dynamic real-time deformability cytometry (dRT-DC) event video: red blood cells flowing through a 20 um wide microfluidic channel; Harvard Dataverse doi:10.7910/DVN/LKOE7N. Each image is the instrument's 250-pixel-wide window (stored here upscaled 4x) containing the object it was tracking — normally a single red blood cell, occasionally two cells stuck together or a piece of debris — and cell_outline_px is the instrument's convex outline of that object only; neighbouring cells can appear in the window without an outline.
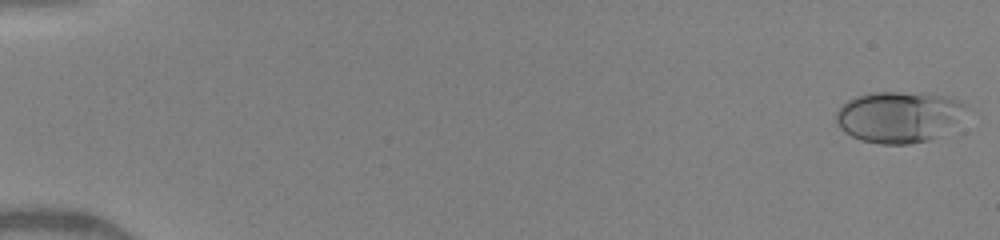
{"species": "human", "species_latin": "Homo sapiens", "temperature_condition": "warm", "stored_images_in_passage": 21, "camera_frame_rate_fps": 3000, "um_per_image_px": 0.085, "donor": {"sex": "female"}, "frame": {"image": 1, "passage_image": 1, "time_ms": 0.0, "image_size_px": [1000, 240], "cell_outline_px": [[972, 108], [928, 140], [908, 144], [880, 144], [860, 140], [844, 132], [840, 128], [836, 120], [836, 112], [848, 100], [856, 96], [868, 92], [924, 92], [948, 96], [960, 100]], "centroid_in_image_um": [76.37, 9.89], "position_along_channel_um": 8.6, "area_um2": 38.61}}
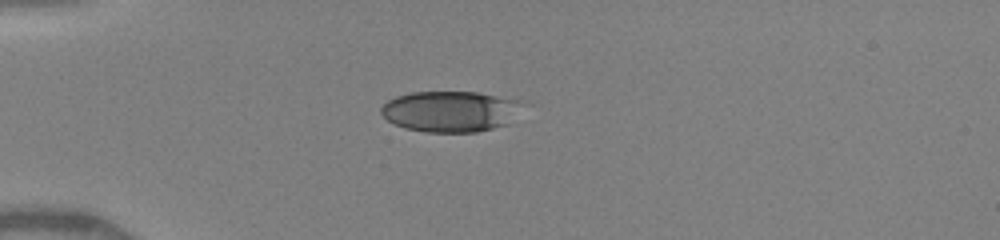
{"frame": {"image": 2, "passage_image": 18, "time_ms": 4.333, "image_size_px": [1000, 240], "cell_outline_px": [[532, 104], [504, 124], [492, 128], [476, 132], [424, 132], [404, 128], [388, 120], [380, 112], [380, 108], [388, 100], [396, 96], [412, 92], [476, 92], [524, 100]], "centroid_in_image_um": [38.37, 9.45], "position_along_channel_um": 46.6, "area_um2": 34.16}}